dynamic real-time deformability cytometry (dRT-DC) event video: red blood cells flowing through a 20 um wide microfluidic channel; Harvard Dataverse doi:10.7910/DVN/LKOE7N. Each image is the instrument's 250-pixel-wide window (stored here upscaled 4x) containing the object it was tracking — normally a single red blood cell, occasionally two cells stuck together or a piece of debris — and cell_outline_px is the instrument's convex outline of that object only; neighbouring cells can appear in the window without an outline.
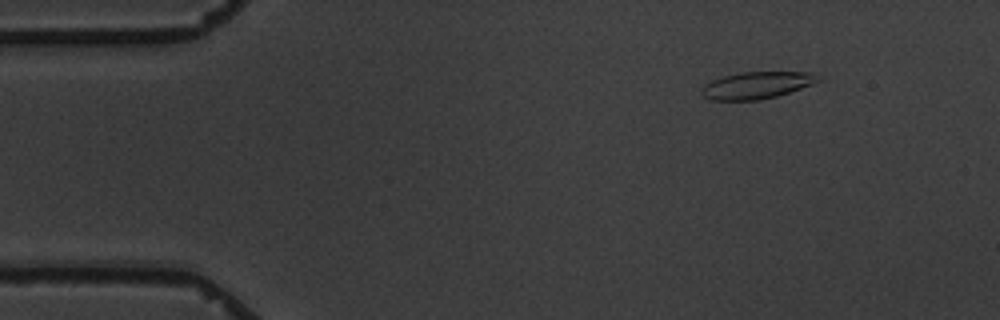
{"species": "common noctule bat (a hibernating species)", "species_latin": "Nyctalus noctula", "temperature_condition": "warm", "stored_images_in_passage": 4, "camera_frame_rate_fps": 3000, "um_per_image_px": 0.085, "animal": {"sex": "male", "body_mass_g": 19.5, "forearm_length_mm": 54.6}, "frame": {"image": 1, "passage_image": 1, "time_ms": 0.0, "image_size_px": [1000, 320], "cell_outline_px": [[824, 80], [776, 96], [760, 100], [712, 100], [704, 96], [700, 92], [700, 88], [704, 84], [712, 80], [724, 76], [740, 72], [816, 72]], "centroid_in_image_um": [64.34, 7.23], "position_along_channel_um": 20.7, "area_um2": 18.44}}